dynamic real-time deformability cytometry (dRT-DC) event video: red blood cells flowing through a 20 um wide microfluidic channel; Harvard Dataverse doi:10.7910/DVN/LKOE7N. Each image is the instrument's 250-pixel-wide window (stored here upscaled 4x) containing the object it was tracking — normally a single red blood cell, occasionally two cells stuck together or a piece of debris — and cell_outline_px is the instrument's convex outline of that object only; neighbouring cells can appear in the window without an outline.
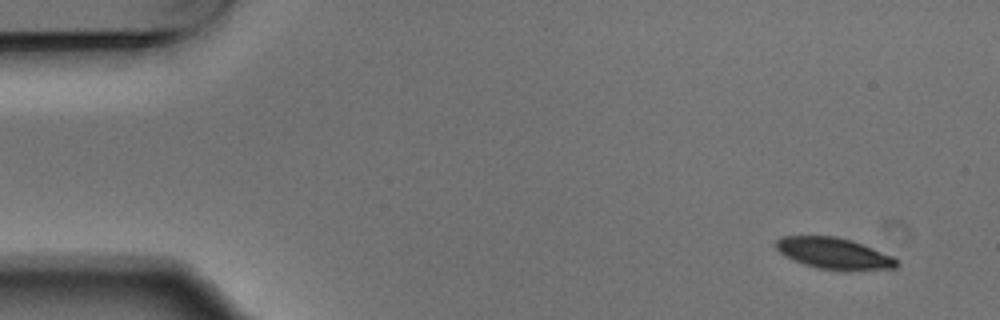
{"species": "Egyptian fruit bat (a non-hibernating species)", "species_latin": "Rousettus aegyptiacus", "temperature_condition": "warm", "stored_images_in_passage": 4, "camera_frame_rate_fps": 3000, "um_per_image_px": 0.085, "animal": {"sex": "male"}, "frame": {"image": 1, "passage_image": 1, "time_ms": 0.0, "image_size_px": [1000, 320], "cell_outline_px": [[900, 264], [896, 268], [852, 272], [844, 272], [816, 268], [804, 264], [784, 256], [776, 248], [776, 240], [780, 236], [836, 236], [852, 240], [892, 256], [900, 260]], "centroid_in_image_um": [70.94, 21.57], "position_along_channel_um": 14.1, "area_um2": 22.6}}
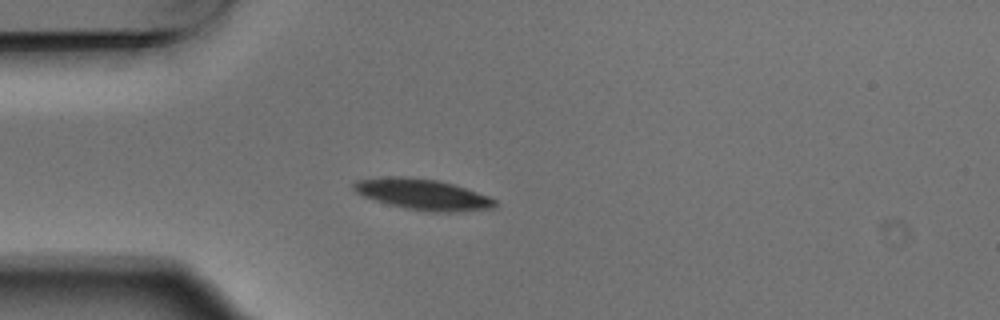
{"frame": {"image": 2, "passage_image": 4, "time_ms": 1.0, "image_size_px": [1000, 320], "cell_outline_px": [[496, 208], [456, 212], [424, 212], [404, 208], [388, 204], [364, 196], [356, 192], [352, 188], [352, 184], [356, 180], [380, 176], [408, 176], [440, 180], [488, 196], [496, 200]], "centroid_in_image_um": [35.91, 16.52], "position_along_channel_um": 49.1, "area_um2": 25.72}}